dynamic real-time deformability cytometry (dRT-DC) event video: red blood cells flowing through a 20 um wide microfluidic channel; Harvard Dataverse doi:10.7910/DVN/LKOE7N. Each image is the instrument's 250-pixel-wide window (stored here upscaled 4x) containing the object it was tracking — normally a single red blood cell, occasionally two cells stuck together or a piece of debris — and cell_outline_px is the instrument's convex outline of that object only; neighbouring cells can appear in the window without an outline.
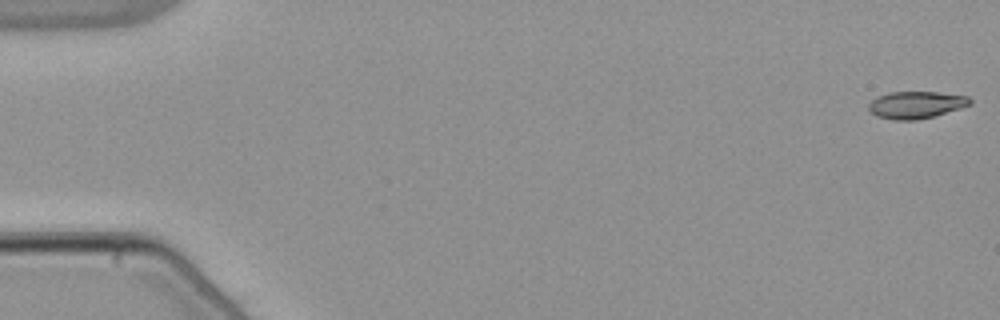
{"species": "common noctule bat (a hibernating species)", "species_latin": "Nyctalus noctula", "temperature_condition": "warm", "stored_images_in_passage": 54, "camera_frame_rate_fps": 3000, "um_per_image_px": 0.085, "animal": {"sex": "male", "body_mass_g": 21.5, "forearm_length_mm": 52.0}, "frame": {"image": 1, "passage_image": 1, "time_ms": 0.0, "image_size_px": [1000, 320], "cell_outline_px": [[972, 104], [960, 108], [932, 116], [916, 120], [892, 120], [876, 116], [868, 108], [868, 104], [876, 96], [888, 92], [936, 92], [968, 96], [972, 100]], "centroid_in_image_um": [77.84, 8.9], "position_along_channel_um": 7.2, "area_um2": 16.01}}
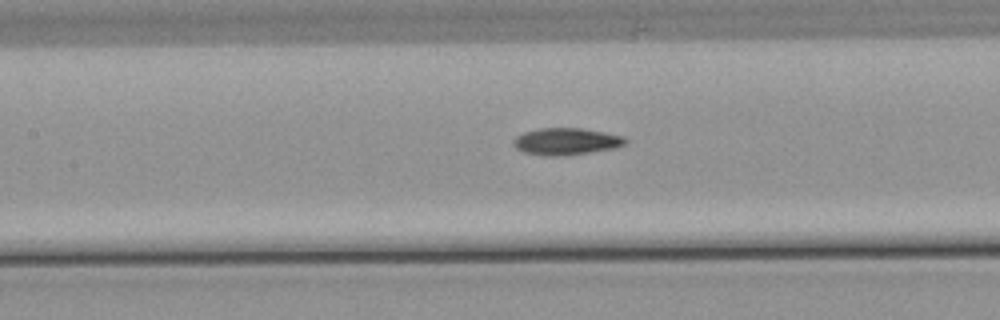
{"frame": {"image": 2, "passage_image": 25, "time_ms": 8.0, "image_size_px": [1000, 320], "cell_outline_px": [[628, 140], [624, 144], [616, 148], [564, 156], [544, 156], [524, 152], [516, 148], [512, 144], [512, 140], [516, 136], [524, 132], [540, 128], [580, 128], [604, 132], [624, 136]], "centroid_in_image_um": [48.11, 12.03], "position_along_channel_um": 159.3, "area_um2": 17.69}}
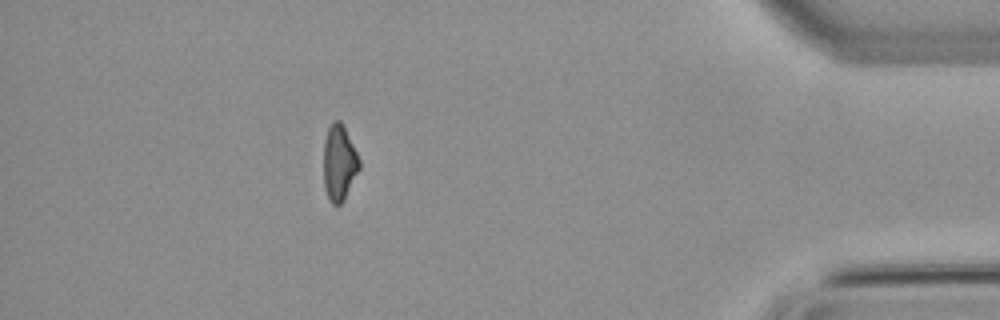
{"frame": {"image": 3, "passage_image": 48, "time_ms": 15.667, "image_size_px": [1000, 320], "cell_outline_px": [[360, 168], [344, 200], [336, 208], [328, 200], [324, 188], [324, 140], [328, 128], [332, 120], [340, 120], [360, 160]], "centroid_in_image_um": [28.81, 13.89], "position_along_channel_um": 406.4, "area_um2": 15.84}, "authors_computed_cell_mechanics": {"area_um2": 16.6464, "velocity_mm_per_s": 3.8622, "shape_relaxation_time_tau1_ms": 11.101, "shape_relaxation_time_tau2_ms": 4.881, "deformation_change_tau1": 0.2281, "deformation_change_tau2": 0.1089}}